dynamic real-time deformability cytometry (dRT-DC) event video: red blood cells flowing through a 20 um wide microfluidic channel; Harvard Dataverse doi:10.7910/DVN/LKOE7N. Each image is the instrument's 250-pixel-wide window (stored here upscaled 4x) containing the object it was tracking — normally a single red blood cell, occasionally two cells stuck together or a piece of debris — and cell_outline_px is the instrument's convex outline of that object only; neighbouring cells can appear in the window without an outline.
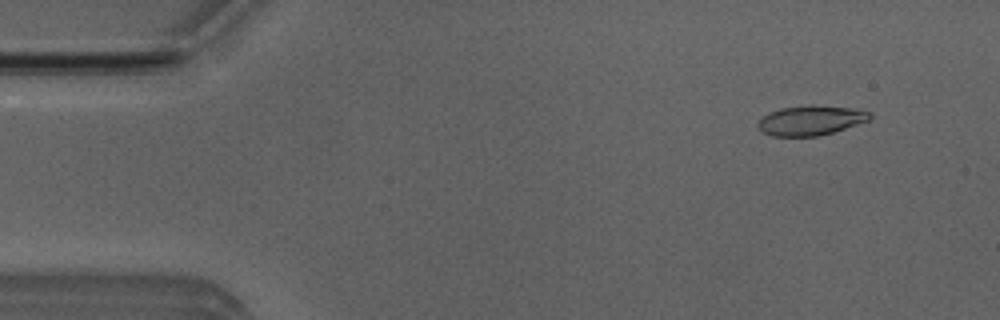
{"species": "Egyptian fruit bat (a non-hibernating species)", "species_latin": "Rousettus aegyptiacus", "temperature_condition": "room temperature", "stored_images_in_passage": 52, "camera_frame_rate_fps": 3000, "um_per_image_px": 0.085, "animal": {"sex": "male"}, "frame": {"image": 1, "passage_image": 5, "time_ms": 1.333, "image_size_px": [1000, 320], "cell_outline_px": [[872, 116], [868, 120], [820, 136], [772, 136], [764, 132], [756, 124], [768, 112], [780, 108], [848, 108], [868, 112]], "centroid_in_image_um": [68.84, 10.29], "position_along_channel_um": 16.2, "area_um2": 18.09}}
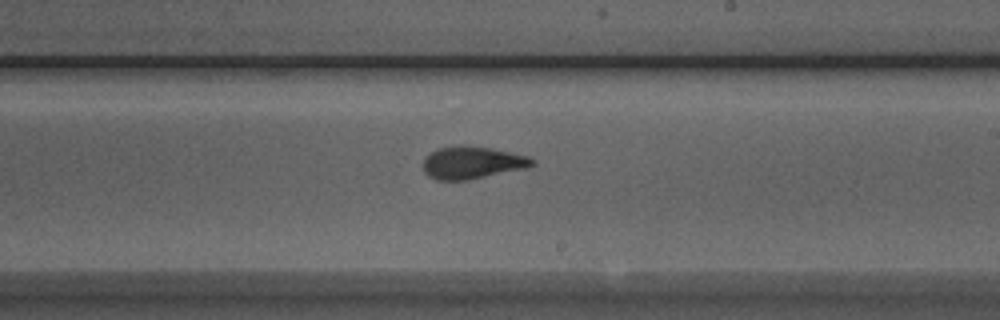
{"frame": {"image": 2, "passage_image": 30, "time_ms": 9.667, "image_size_px": [1000, 320], "cell_outline_px": [[536, 164], [528, 168], [468, 180], [436, 180], [428, 176], [424, 172], [424, 156], [436, 148], [492, 148], [528, 156], [536, 160]], "centroid_in_image_um": [40.17, 13.87], "position_along_channel_um": 248.8, "area_um2": 20.23}}
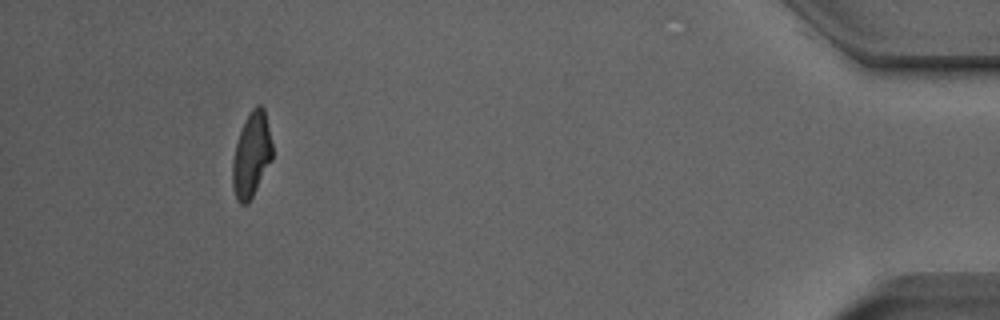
{"frame": {"image": 3, "passage_image": 48, "time_ms": 15.667, "image_size_px": [1000, 320], "cell_outline_px": [[272, 160], [248, 204], [240, 204], [236, 200], [232, 188], [232, 160], [236, 144], [244, 120], [252, 108], [256, 104], [260, 104], [264, 108], [272, 144]], "centroid_in_image_um": [21.36, 13.18], "position_along_channel_um": 413.8, "area_um2": 19.77}, "authors_computed_cell_mechanics": {"area_um2": 20.0566, "velocity_mm_per_s": 3.9341, "shape_relaxation_time_tau1_ms": 3.5522, "shape_relaxation_time_tau2_ms": 1.2896, "deformation_change_tau1": 0.1726, "deformation_change_tau2": 0.102}}